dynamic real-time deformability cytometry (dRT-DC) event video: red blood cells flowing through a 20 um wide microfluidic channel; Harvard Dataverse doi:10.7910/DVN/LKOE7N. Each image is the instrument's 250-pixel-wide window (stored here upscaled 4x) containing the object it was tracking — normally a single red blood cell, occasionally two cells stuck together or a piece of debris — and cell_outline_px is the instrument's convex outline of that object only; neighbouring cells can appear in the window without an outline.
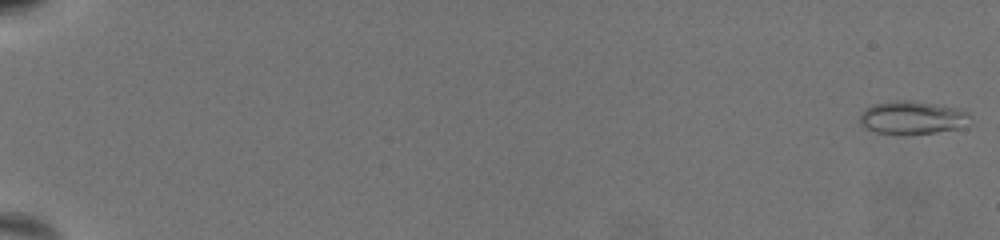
{"species": "common noctule bat (a hibernating species)", "species_latin": "Nyctalus noctula", "temperature_condition": "warm", "stored_images_in_passage": 70, "camera_frame_rate_fps": 3000, "um_per_image_px": 0.085, "animal": {"sex": "female", "body_mass_g": 19.5, "forearm_length_mm": 54.1}, "frame": {"image": 1, "passage_image": 1, "time_ms": 0.0, "image_size_px": [1000, 240], "cell_outline_px": [[972, 116], [964, 128], [908, 136], [900, 136], [876, 132], [864, 128], [860, 124], [860, 112], [876, 104], [896, 100], [912, 100], [964, 108]], "centroid_in_image_um": [77.61, 10.02], "position_along_channel_um": 7.4, "area_um2": 22.14}}
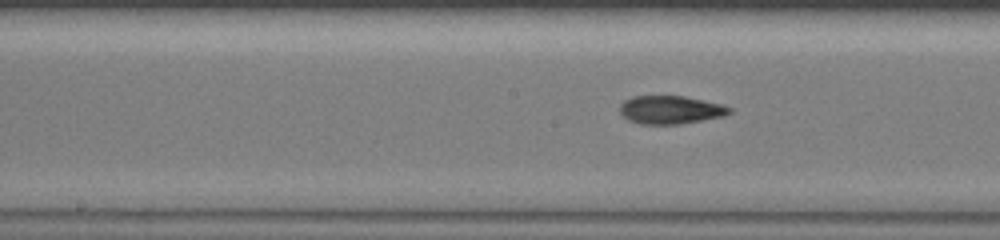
{"frame": {"image": 2, "passage_image": 40, "time_ms": 13.0, "image_size_px": [1000, 240], "cell_outline_px": [[732, 112], [724, 116], [704, 120], [680, 124], [640, 124], [628, 120], [620, 112], [620, 104], [624, 100], [632, 96], [684, 96], [724, 104], [732, 108]], "centroid_in_image_um": [57.02, 9.33], "position_along_channel_um": 191.2, "area_um2": 18.21}}
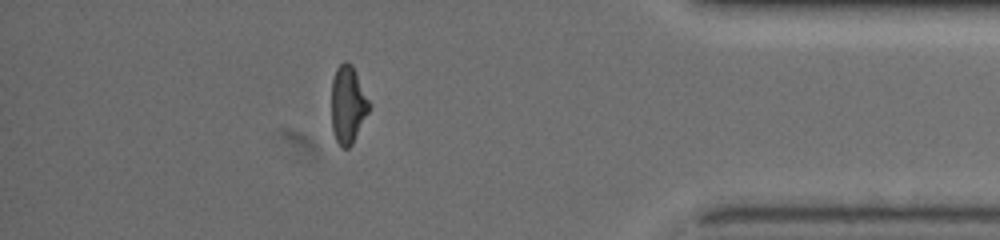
{"frame": {"image": 3, "passage_image": 63, "time_ms": 20.667, "image_size_px": [1000, 240], "cell_outline_px": [[372, 104], [352, 144], [348, 148], [340, 148], [336, 140], [332, 128], [332, 80], [336, 68], [344, 60], [348, 60], [352, 64]], "centroid_in_image_um": [29.58, 8.86], "position_along_channel_um": 405.6, "area_um2": 17.22}, "authors_computed_cell_mechanics": {"area_um2": 18.1781, "velocity_mm_per_s": 3.1674, "shape_relaxation_time_tau1_ms": 6.405, "shape_relaxation_time_tau2_ms": 2.0402, "deformation_change_tau1": 0.2015, "deformation_change_tau2": 0.0901}}